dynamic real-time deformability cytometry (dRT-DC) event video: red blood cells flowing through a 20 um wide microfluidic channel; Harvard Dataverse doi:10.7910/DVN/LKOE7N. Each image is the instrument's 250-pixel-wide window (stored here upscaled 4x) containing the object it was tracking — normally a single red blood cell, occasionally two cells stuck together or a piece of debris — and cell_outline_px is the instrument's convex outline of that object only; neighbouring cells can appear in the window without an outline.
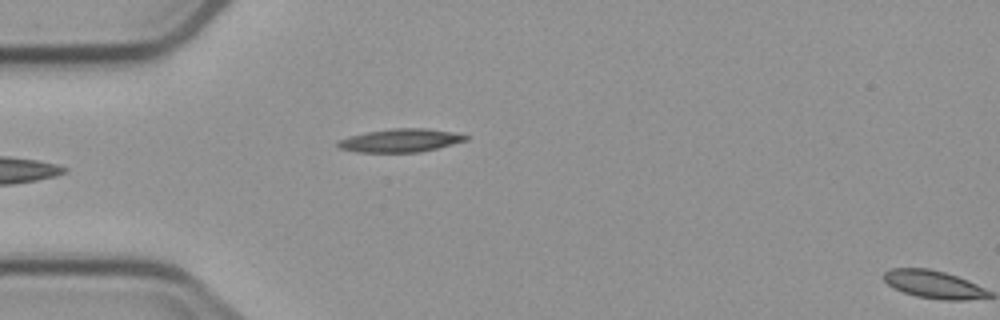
{"species": "common noctule bat (a hibernating species)", "species_latin": "Nyctalus noctula", "temperature_condition": "cold", "stored_images_in_passage": 3, "camera_frame_rate_fps": 3000, "um_per_image_px": 0.085, "animal": {"sex": "male", "body_mass_g": 23.1, "forearm_length_mm": 52.7}, "frame": {"image": 1, "passage_image": 3, "time_ms": 3.333, "image_size_px": [1000, 320], "cell_outline_px": [[468, 140], [420, 152], [356, 152], [336, 148], [336, 140], [348, 136], [368, 132], [392, 128], [424, 128], [452, 132], [468, 136]], "centroid_in_image_um": [33.96, 11.94], "position_along_channel_um": 51.0, "area_um2": 17.34}}